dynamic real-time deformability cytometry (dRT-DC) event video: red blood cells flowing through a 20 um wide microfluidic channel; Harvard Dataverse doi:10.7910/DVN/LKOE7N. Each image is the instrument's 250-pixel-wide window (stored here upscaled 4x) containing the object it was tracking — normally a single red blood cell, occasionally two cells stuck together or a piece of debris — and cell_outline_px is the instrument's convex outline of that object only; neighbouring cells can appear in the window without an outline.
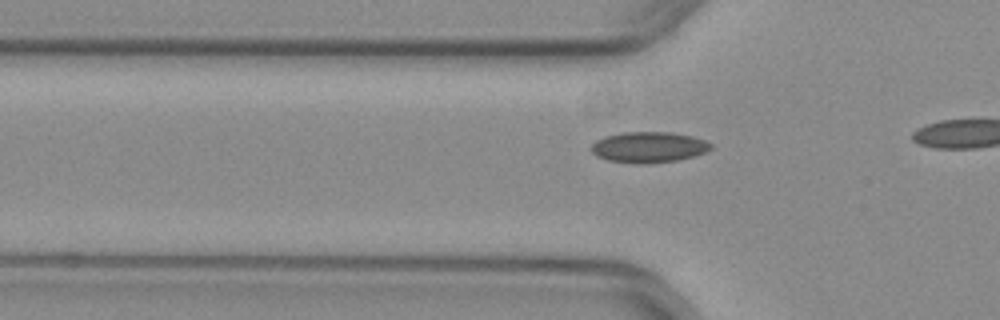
{"species": "common noctule bat (a hibernating species)", "species_latin": "Nyctalus noctula", "temperature_condition": "warm", "stored_images_in_passage": 15, "camera_frame_rate_fps": 3000, "um_per_image_px": 0.085, "animal": {"sex": "female", "body_mass_g": 29.2, "forearm_length_mm": 56.3}, "frame": {"image": 1, "passage_image": 9, "time_ms": 2.667, "image_size_px": [1000, 320], "cell_outline_px": [[712, 148], [704, 152], [692, 156], [676, 160], [644, 164], [640, 164], [608, 160], [596, 156], [592, 152], [592, 144], [596, 140], [604, 136], [620, 132], [672, 132], [692, 136], [704, 140], [712, 144]], "centroid_in_image_um": [55.11, 12.5], "position_along_channel_um": 70.7, "area_um2": 21.39}}
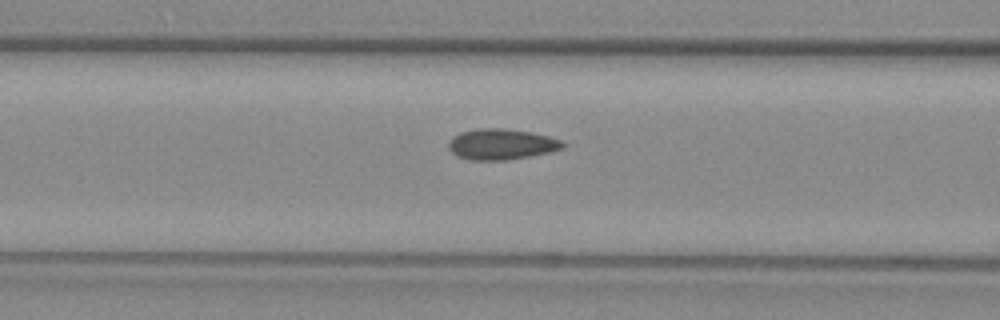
{"frame": {"image": 2, "passage_image": 13, "time_ms": 4.0, "image_size_px": [1000, 320], "cell_outline_px": [[564, 148], [548, 152], [508, 160], [472, 160], [456, 156], [448, 148], [448, 140], [452, 136], [460, 132], [480, 128], [504, 128], [532, 132], [548, 136], [560, 140], [564, 144]], "centroid_in_image_um": [42.57, 12.25], "position_along_channel_um": 124.0, "area_um2": 20.52}}